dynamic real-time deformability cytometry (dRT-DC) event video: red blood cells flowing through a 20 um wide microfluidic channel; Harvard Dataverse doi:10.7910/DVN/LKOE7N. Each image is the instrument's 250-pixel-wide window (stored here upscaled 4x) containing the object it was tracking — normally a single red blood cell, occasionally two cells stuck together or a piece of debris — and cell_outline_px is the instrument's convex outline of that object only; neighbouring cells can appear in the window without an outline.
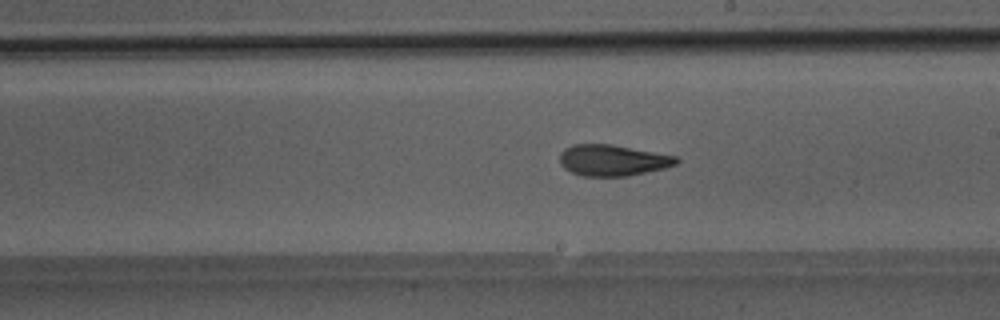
{"species": "Egyptian fruit bat (a non-hibernating species)", "species_latin": "Rousettus aegyptiacus", "temperature_condition": "room temperature", "stored_images_in_passage": 32, "camera_frame_rate_fps": 3000, "um_per_image_px": 0.085, "animal": {"sex": "male"}, "frame": {"image": 1, "passage_image": 22, "time_ms": 7.0, "image_size_px": [1000, 320], "cell_outline_px": [[680, 160], [676, 164], [664, 168], [628, 176], [580, 176], [564, 168], [560, 164], [560, 152], [564, 148], [572, 144], [612, 144], [676, 156]], "centroid_in_image_um": [52.04, 13.62], "position_along_channel_um": 237.0, "area_um2": 21.21}}
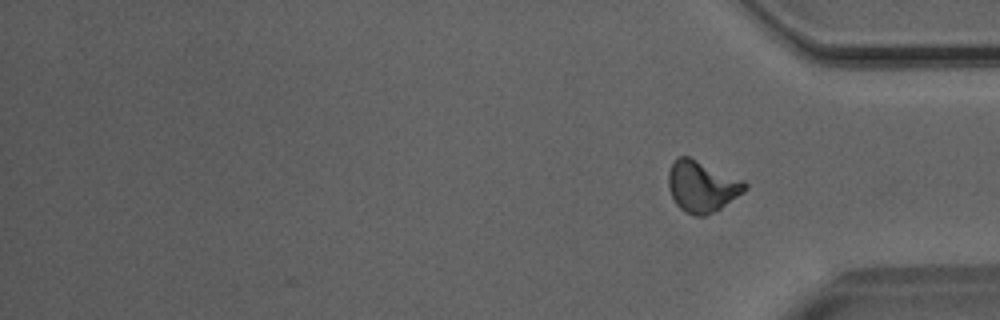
{"frame": {"image": 2, "passage_image": 32, "time_ms": 10.333, "image_size_px": [1000, 320], "cell_outline_px": [[748, 188], [744, 192], [720, 208], [704, 216], [696, 216], [680, 208], [676, 204], [668, 188], [668, 172], [676, 156], [688, 156], [744, 180], [748, 184]], "centroid_in_image_um": [59.66, 15.83], "position_along_channel_um": 375.5, "area_um2": 22.72}}